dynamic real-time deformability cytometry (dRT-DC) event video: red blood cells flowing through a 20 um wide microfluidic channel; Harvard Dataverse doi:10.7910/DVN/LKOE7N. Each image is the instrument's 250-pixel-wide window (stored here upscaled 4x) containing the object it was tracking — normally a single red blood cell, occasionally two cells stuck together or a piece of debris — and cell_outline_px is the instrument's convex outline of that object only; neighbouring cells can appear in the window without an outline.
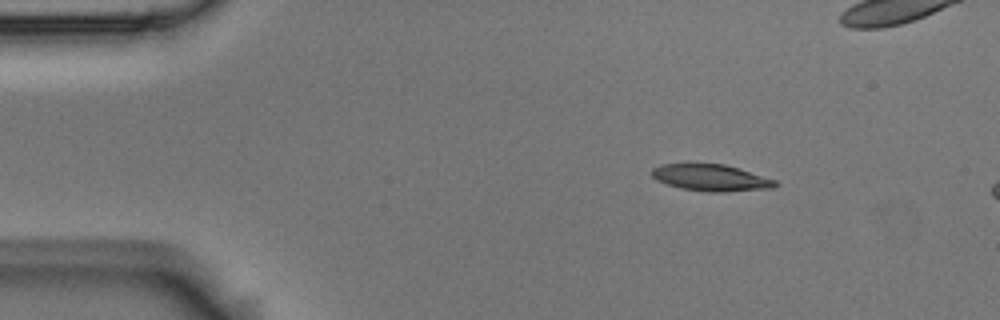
{"species": "Egyptian fruit bat (a non-hibernating species)", "species_latin": "Rousettus aegyptiacus", "temperature_condition": "room temperature", "stored_images_in_passage": 4, "camera_frame_rate_fps": 3000, "um_per_image_px": 0.085, "animal": {"sex": "male"}, "frame": {"image": 1, "passage_image": 2, "time_ms": 0.333, "image_size_px": [1000, 320], "cell_outline_px": [[780, 184], [772, 188], [724, 192], [708, 192], [680, 188], [656, 180], [652, 176], [652, 168], [660, 164], [724, 164], [740, 168], [776, 180]], "centroid_in_image_um": [60.45, 15.11], "position_along_channel_um": 24.5, "area_um2": 19.19}}